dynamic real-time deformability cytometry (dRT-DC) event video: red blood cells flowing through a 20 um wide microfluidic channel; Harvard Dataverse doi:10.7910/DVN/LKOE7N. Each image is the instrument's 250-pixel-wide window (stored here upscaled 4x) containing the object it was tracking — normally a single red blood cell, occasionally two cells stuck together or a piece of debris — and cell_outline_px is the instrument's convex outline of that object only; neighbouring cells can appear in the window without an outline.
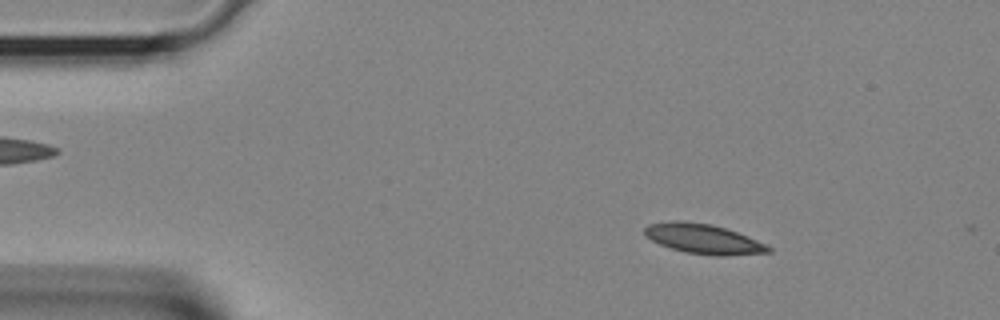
{"species": "Egyptian fruit bat (a non-hibernating species)", "species_latin": "Rousettus aegyptiacus", "temperature_condition": "room temperature", "stored_images_in_passage": 39, "camera_frame_rate_fps": 3000, "um_per_image_px": 0.085, "animal": {"sex": "female"}, "frame": {"image": 1, "passage_image": 6, "time_ms": 1.667, "image_size_px": [1000, 320], "cell_outline_px": [[772, 252], [720, 256], [716, 256], [684, 252], [660, 244], [644, 236], [644, 228], [648, 224], [672, 220], [680, 220], [712, 224], [736, 232], [756, 240], [772, 248]], "centroid_in_image_um": [59.74, 20.3], "position_along_channel_um": 25.3, "area_um2": 21.39}}
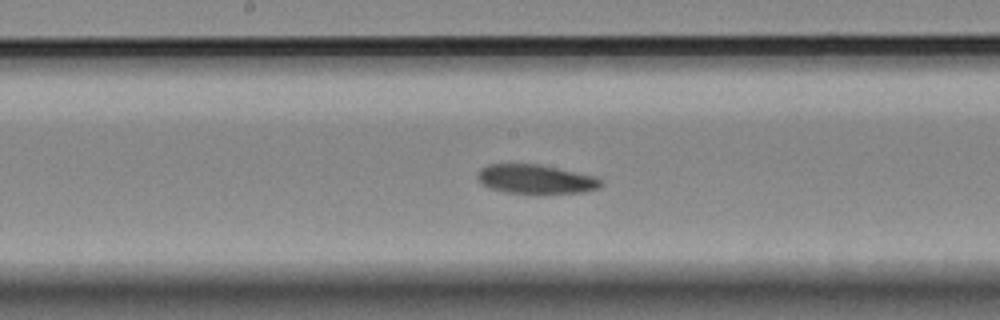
{"frame": {"image": 2, "passage_image": 20, "time_ms": 6.333, "image_size_px": [1000, 320], "cell_outline_px": [[604, 184], [600, 188], [584, 192], [544, 196], [528, 196], [504, 192], [488, 188], [480, 184], [476, 176], [476, 172], [480, 168], [488, 164], [540, 164], [596, 176], [604, 180]], "centroid_in_image_um": [45.55, 15.28], "position_along_channel_um": 202.6, "area_um2": 22.43}}
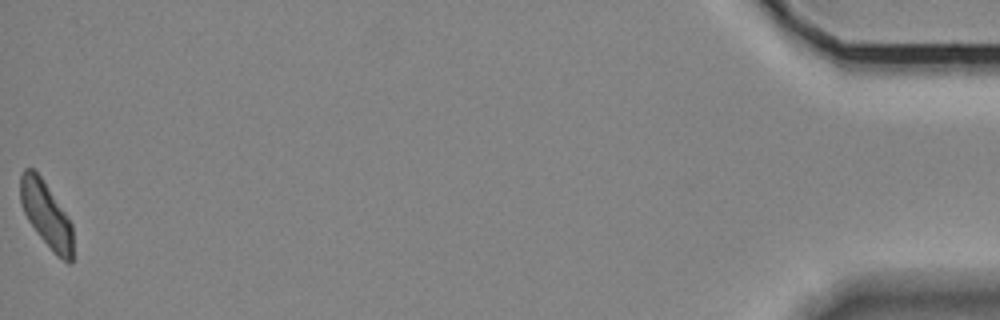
{"frame": {"image": 3, "passage_image": 39, "time_ms": 12.667, "image_size_px": [1000, 320], "cell_outline_px": [[72, 264], [68, 264], [56, 256], [36, 232], [28, 220], [24, 212], [20, 200], [20, 176], [24, 168], [32, 168], [40, 176], [72, 224]], "centroid_in_image_um": [3.92, 18.27], "position_along_channel_um": 431.3, "area_um2": 19.83}}